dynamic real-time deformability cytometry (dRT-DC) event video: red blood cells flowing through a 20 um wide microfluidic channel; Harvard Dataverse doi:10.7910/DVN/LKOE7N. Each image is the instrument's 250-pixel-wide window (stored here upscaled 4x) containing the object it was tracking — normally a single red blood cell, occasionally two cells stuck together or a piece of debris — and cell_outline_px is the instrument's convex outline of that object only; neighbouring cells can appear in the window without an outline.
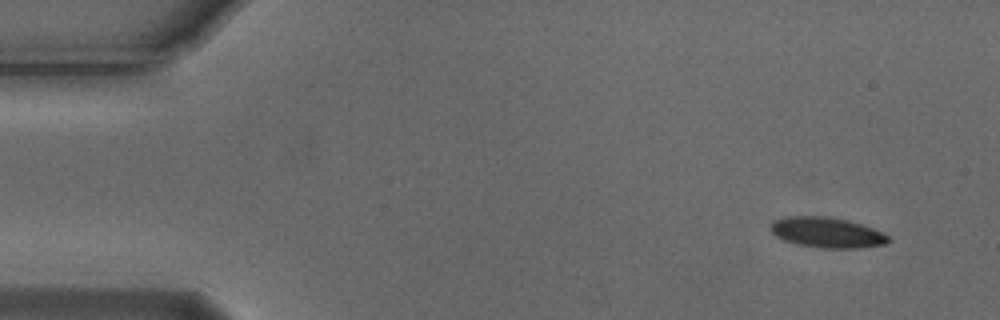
{"species": "Egyptian fruit bat (a non-hibernating species)", "species_latin": "Rousettus aegyptiacus", "temperature_condition": "cold", "stored_images_in_passage": 4, "camera_frame_rate_fps": 3000, "um_per_image_px": 0.085, "animal": {"sex": "male"}, "frame": {"image": 1, "passage_image": 1, "time_ms": 0.0, "image_size_px": [1000, 320], "cell_outline_px": [[892, 240], [884, 244], [860, 248], [820, 248], [796, 244], [784, 240], [776, 236], [772, 232], [772, 220], [788, 216], [824, 216], [848, 220], [884, 232]], "centroid_in_image_um": [70.3, 19.76], "position_along_channel_um": 14.7, "area_um2": 20.87}}
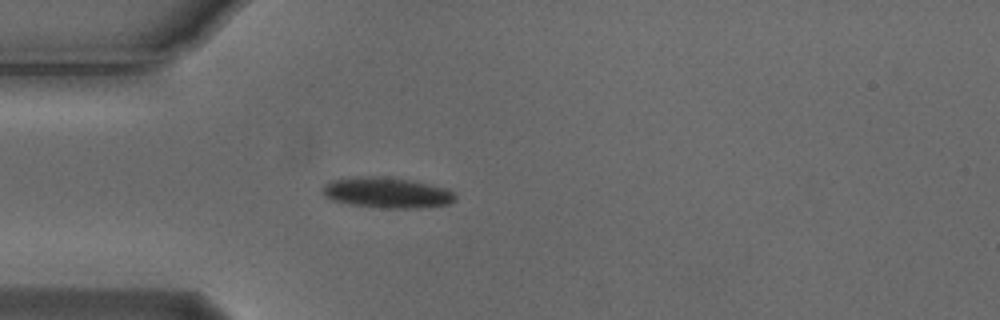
{"frame": {"image": 2, "passage_image": 4, "time_ms": 1.0, "image_size_px": [1000, 320], "cell_outline_px": [[456, 200], [448, 204], [420, 208], [380, 208], [348, 204], [332, 200], [324, 196], [324, 184], [328, 180], [360, 176], [380, 176], [408, 180], [448, 188], [456, 196]], "centroid_in_image_um": [32.87, 16.38], "position_along_channel_um": 52.1, "area_um2": 23.76}}